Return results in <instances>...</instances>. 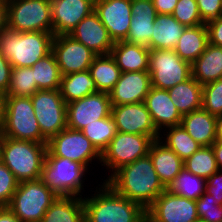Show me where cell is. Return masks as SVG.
I'll return each instance as SVG.
<instances>
[{
  "label": "cell",
  "mask_w": 222,
  "mask_h": 222,
  "mask_svg": "<svg viewBox=\"0 0 222 222\" xmlns=\"http://www.w3.org/2000/svg\"><path fill=\"white\" fill-rule=\"evenodd\" d=\"M111 116L118 132L147 135L153 140L160 137L144 102L111 106Z\"/></svg>",
  "instance_id": "2e32d148"
},
{
  "label": "cell",
  "mask_w": 222,
  "mask_h": 222,
  "mask_svg": "<svg viewBox=\"0 0 222 222\" xmlns=\"http://www.w3.org/2000/svg\"><path fill=\"white\" fill-rule=\"evenodd\" d=\"M148 155L161 183L167 189L184 168V161L159 139L152 142Z\"/></svg>",
  "instance_id": "603a6c76"
},
{
  "label": "cell",
  "mask_w": 222,
  "mask_h": 222,
  "mask_svg": "<svg viewBox=\"0 0 222 222\" xmlns=\"http://www.w3.org/2000/svg\"><path fill=\"white\" fill-rule=\"evenodd\" d=\"M3 135L16 140L47 144L34 114L31 97L6 96Z\"/></svg>",
  "instance_id": "52a82bcc"
},
{
  "label": "cell",
  "mask_w": 222,
  "mask_h": 222,
  "mask_svg": "<svg viewBox=\"0 0 222 222\" xmlns=\"http://www.w3.org/2000/svg\"><path fill=\"white\" fill-rule=\"evenodd\" d=\"M12 68L11 63L0 53V93L5 95L10 84Z\"/></svg>",
  "instance_id": "bcb514c9"
},
{
  "label": "cell",
  "mask_w": 222,
  "mask_h": 222,
  "mask_svg": "<svg viewBox=\"0 0 222 222\" xmlns=\"http://www.w3.org/2000/svg\"><path fill=\"white\" fill-rule=\"evenodd\" d=\"M208 43L206 24L186 27L174 50L182 60L192 64L205 51Z\"/></svg>",
  "instance_id": "f1b7e54d"
},
{
  "label": "cell",
  "mask_w": 222,
  "mask_h": 222,
  "mask_svg": "<svg viewBox=\"0 0 222 222\" xmlns=\"http://www.w3.org/2000/svg\"><path fill=\"white\" fill-rule=\"evenodd\" d=\"M202 108L214 116H222V79L203 85Z\"/></svg>",
  "instance_id": "f35d334b"
},
{
  "label": "cell",
  "mask_w": 222,
  "mask_h": 222,
  "mask_svg": "<svg viewBox=\"0 0 222 222\" xmlns=\"http://www.w3.org/2000/svg\"><path fill=\"white\" fill-rule=\"evenodd\" d=\"M111 114L109 93L95 92L67 104V127L82 130L94 121L108 117Z\"/></svg>",
  "instance_id": "9a60e30c"
},
{
  "label": "cell",
  "mask_w": 222,
  "mask_h": 222,
  "mask_svg": "<svg viewBox=\"0 0 222 222\" xmlns=\"http://www.w3.org/2000/svg\"><path fill=\"white\" fill-rule=\"evenodd\" d=\"M144 103L159 133L166 128L181 124L183 116L175 107L168 90L151 86Z\"/></svg>",
  "instance_id": "44dd1931"
},
{
  "label": "cell",
  "mask_w": 222,
  "mask_h": 222,
  "mask_svg": "<svg viewBox=\"0 0 222 222\" xmlns=\"http://www.w3.org/2000/svg\"><path fill=\"white\" fill-rule=\"evenodd\" d=\"M163 131L164 137L161 132L159 140L174 151L183 161L201 147V145L187 133L182 125L169 127Z\"/></svg>",
  "instance_id": "d6a6232c"
},
{
  "label": "cell",
  "mask_w": 222,
  "mask_h": 222,
  "mask_svg": "<svg viewBox=\"0 0 222 222\" xmlns=\"http://www.w3.org/2000/svg\"><path fill=\"white\" fill-rule=\"evenodd\" d=\"M7 21L13 31L53 34L50 0H8Z\"/></svg>",
  "instance_id": "ba28073f"
},
{
  "label": "cell",
  "mask_w": 222,
  "mask_h": 222,
  "mask_svg": "<svg viewBox=\"0 0 222 222\" xmlns=\"http://www.w3.org/2000/svg\"><path fill=\"white\" fill-rule=\"evenodd\" d=\"M59 90L66 104L98 92L89 70L61 76Z\"/></svg>",
  "instance_id": "4dcf8cb0"
},
{
  "label": "cell",
  "mask_w": 222,
  "mask_h": 222,
  "mask_svg": "<svg viewBox=\"0 0 222 222\" xmlns=\"http://www.w3.org/2000/svg\"><path fill=\"white\" fill-rule=\"evenodd\" d=\"M8 0H0V33L8 28Z\"/></svg>",
  "instance_id": "c3c4849f"
},
{
  "label": "cell",
  "mask_w": 222,
  "mask_h": 222,
  "mask_svg": "<svg viewBox=\"0 0 222 222\" xmlns=\"http://www.w3.org/2000/svg\"><path fill=\"white\" fill-rule=\"evenodd\" d=\"M151 86L168 90L192 76L191 64L180 58L174 49L150 50Z\"/></svg>",
  "instance_id": "30bf717a"
},
{
  "label": "cell",
  "mask_w": 222,
  "mask_h": 222,
  "mask_svg": "<svg viewBox=\"0 0 222 222\" xmlns=\"http://www.w3.org/2000/svg\"><path fill=\"white\" fill-rule=\"evenodd\" d=\"M217 117L203 108L183 115L182 127L201 146H211L216 140Z\"/></svg>",
  "instance_id": "d4e9b609"
},
{
  "label": "cell",
  "mask_w": 222,
  "mask_h": 222,
  "mask_svg": "<svg viewBox=\"0 0 222 222\" xmlns=\"http://www.w3.org/2000/svg\"><path fill=\"white\" fill-rule=\"evenodd\" d=\"M45 156L67 158L79 162L86 167L90 166L95 160L101 163V153L83 132L68 127L47 141V152Z\"/></svg>",
  "instance_id": "8fae6325"
},
{
  "label": "cell",
  "mask_w": 222,
  "mask_h": 222,
  "mask_svg": "<svg viewBox=\"0 0 222 222\" xmlns=\"http://www.w3.org/2000/svg\"><path fill=\"white\" fill-rule=\"evenodd\" d=\"M202 89L192 76L176 86L168 89L171 100L183 116L202 108Z\"/></svg>",
  "instance_id": "f546056e"
},
{
  "label": "cell",
  "mask_w": 222,
  "mask_h": 222,
  "mask_svg": "<svg viewBox=\"0 0 222 222\" xmlns=\"http://www.w3.org/2000/svg\"><path fill=\"white\" fill-rule=\"evenodd\" d=\"M103 182L119 195L141 205L145 210L166 190L149 155L119 168Z\"/></svg>",
  "instance_id": "6da1fadb"
},
{
  "label": "cell",
  "mask_w": 222,
  "mask_h": 222,
  "mask_svg": "<svg viewBox=\"0 0 222 222\" xmlns=\"http://www.w3.org/2000/svg\"><path fill=\"white\" fill-rule=\"evenodd\" d=\"M184 167L191 173L205 179L219 170L212 146H201L184 161Z\"/></svg>",
  "instance_id": "8d00e7d4"
},
{
  "label": "cell",
  "mask_w": 222,
  "mask_h": 222,
  "mask_svg": "<svg viewBox=\"0 0 222 222\" xmlns=\"http://www.w3.org/2000/svg\"><path fill=\"white\" fill-rule=\"evenodd\" d=\"M89 167L58 156H45L41 180L58 196L83 197L84 180Z\"/></svg>",
  "instance_id": "5b68a950"
},
{
  "label": "cell",
  "mask_w": 222,
  "mask_h": 222,
  "mask_svg": "<svg viewBox=\"0 0 222 222\" xmlns=\"http://www.w3.org/2000/svg\"><path fill=\"white\" fill-rule=\"evenodd\" d=\"M31 67H13L6 96L31 97L38 91Z\"/></svg>",
  "instance_id": "74e56055"
},
{
  "label": "cell",
  "mask_w": 222,
  "mask_h": 222,
  "mask_svg": "<svg viewBox=\"0 0 222 222\" xmlns=\"http://www.w3.org/2000/svg\"><path fill=\"white\" fill-rule=\"evenodd\" d=\"M192 77L201 85L222 79V47L208 43L191 64Z\"/></svg>",
  "instance_id": "484cf974"
},
{
  "label": "cell",
  "mask_w": 222,
  "mask_h": 222,
  "mask_svg": "<svg viewBox=\"0 0 222 222\" xmlns=\"http://www.w3.org/2000/svg\"><path fill=\"white\" fill-rule=\"evenodd\" d=\"M47 144L5 137L2 162L19 181L41 179Z\"/></svg>",
  "instance_id": "277c9868"
},
{
  "label": "cell",
  "mask_w": 222,
  "mask_h": 222,
  "mask_svg": "<svg viewBox=\"0 0 222 222\" xmlns=\"http://www.w3.org/2000/svg\"><path fill=\"white\" fill-rule=\"evenodd\" d=\"M57 197L41 179L22 181L19 182L8 208L21 222H41Z\"/></svg>",
  "instance_id": "8992f818"
},
{
  "label": "cell",
  "mask_w": 222,
  "mask_h": 222,
  "mask_svg": "<svg viewBox=\"0 0 222 222\" xmlns=\"http://www.w3.org/2000/svg\"><path fill=\"white\" fill-rule=\"evenodd\" d=\"M95 0H50L54 36L69 34L94 11Z\"/></svg>",
  "instance_id": "ac0fdd59"
},
{
  "label": "cell",
  "mask_w": 222,
  "mask_h": 222,
  "mask_svg": "<svg viewBox=\"0 0 222 222\" xmlns=\"http://www.w3.org/2000/svg\"><path fill=\"white\" fill-rule=\"evenodd\" d=\"M194 222H205V221L198 218V219H197L196 221H194Z\"/></svg>",
  "instance_id": "11a10c76"
},
{
  "label": "cell",
  "mask_w": 222,
  "mask_h": 222,
  "mask_svg": "<svg viewBox=\"0 0 222 222\" xmlns=\"http://www.w3.org/2000/svg\"><path fill=\"white\" fill-rule=\"evenodd\" d=\"M4 143H5V136L3 135V133H0V162H2Z\"/></svg>",
  "instance_id": "db71d44e"
},
{
  "label": "cell",
  "mask_w": 222,
  "mask_h": 222,
  "mask_svg": "<svg viewBox=\"0 0 222 222\" xmlns=\"http://www.w3.org/2000/svg\"><path fill=\"white\" fill-rule=\"evenodd\" d=\"M41 222H85L83 197L58 196Z\"/></svg>",
  "instance_id": "83f0119b"
},
{
  "label": "cell",
  "mask_w": 222,
  "mask_h": 222,
  "mask_svg": "<svg viewBox=\"0 0 222 222\" xmlns=\"http://www.w3.org/2000/svg\"><path fill=\"white\" fill-rule=\"evenodd\" d=\"M216 135H217V140L222 141V116H217Z\"/></svg>",
  "instance_id": "f5cc1de1"
},
{
  "label": "cell",
  "mask_w": 222,
  "mask_h": 222,
  "mask_svg": "<svg viewBox=\"0 0 222 222\" xmlns=\"http://www.w3.org/2000/svg\"><path fill=\"white\" fill-rule=\"evenodd\" d=\"M132 19L129 34L124 41L149 48L153 24L157 17L152 0H131Z\"/></svg>",
  "instance_id": "7402d4cb"
},
{
  "label": "cell",
  "mask_w": 222,
  "mask_h": 222,
  "mask_svg": "<svg viewBox=\"0 0 222 222\" xmlns=\"http://www.w3.org/2000/svg\"><path fill=\"white\" fill-rule=\"evenodd\" d=\"M200 17L207 22L222 16V0H196Z\"/></svg>",
  "instance_id": "7bdbcfd3"
},
{
  "label": "cell",
  "mask_w": 222,
  "mask_h": 222,
  "mask_svg": "<svg viewBox=\"0 0 222 222\" xmlns=\"http://www.w3.org/2000/svg\"><path fill=\"white\" fill-rule=\"evenodd\" d=\"M151 88L148 71L122 72L109 92L111 106L144 102Z\"/></svg>",
  "instance_id": "d6986e66"
},
{
  "label": "cell",
  "mask_w": 222,
  "mask_h": 222,
  "mask_svg": "<svg viewBox=\"0 0 222 222\" xmlns=\"http://www.w3.org/2000/svg\"><path fill=\"white\" fill-rule=\"evenodd\" d=\"M172 15L185 27L205 24L200 17L196 0H178Z\"/></svg>",
  "instance_id": "ab89813d"
},
{
  "label": "cell",
  "mask_w": 222,
  "mask_h": 222,
  "mask_svg": "<svg viewBox=\"0 0 222 222\" xmlns=\"http://www.w3.org/2000/svg\"><path fill=\"white\" fill-rule=\"evenodd\" d=\"M209 43L222 47V16L206 23Z\"/></svg>",
  "instance_id": "f6af8a7d"
},
{
  "label": "cell",
  "mask_w": 222,
  "mask_h": 222,
  "mask_svg": "<svg viewBox=\"0 0 222 222\" xmlns=\"http://www.w3.org/2000/svg\"><path fill=\"white\" fill-rule=\"evenodd\" d=\"M97 91L109 93L120 78L121 70L111 54L97 55L89 67Z\"/></svg>",
  "instance_id": "1f68e13d"
},
{
  "label": "cell",
  "mask_w": 222,
  "mask_h": 222,
  "mask_svg": "<svg viewBox=\"0 0 222 222\" xmlns=\"http://www.w3.org/2000/svg\"><path fill=\"white\" fill-rule=\"evenodd\" d=\"M81 131L102 154L118 132V129L110 114L108 117L96 120L90 125H86Z\"/></svg>",
  "instance_id": "d590c367"
},
{
  "label": "cell",
  "mask_w": 222,
  "mask_h": 222,
  "mask_svg": "<svg viewBox=\"0 0 222 222\" xmlns=\"http://www.w3.org/2000/svg\"><path fill=\"white\" fill-rule=\"evenodd\" d=\"M110 54L121 72L149 71L150 49L147 46L117 41Z\"/></svg>",
  "instance_id": "cb8c5ba5"
},
{
  "label": "cell",
  "mask_w": 222,
  "mask_h": 222,
  "mask_svg": "<svg viewBox=\"0 0 222 222\" xmlns=\"http://www.w3.org/2000/svg\"><path fill=\"white\" fill-rule=\"evenodd\" d=\"M39 90L60 88L61 73L54 54L51 52L31 66Z\"/></svg>",
  "instance_id": "836d02e7"
},
{
  "label": "cell",
  "mask_w": 222,
  "mask_h": 222,
  "mask_svg": "<svg viewBox=\"0 0 222 222\" xmlns=\"http://www.w3.org/2000/svg\"><path fill=\"white\" fill-rule=\"evenodd\" d=\"M5 106H6V95L0 93V133H2L4 129Z\"/></svg>",
  "instance_id": "816d5d0a"
},
{
  "label": "cell",
  "mask_w": 222,
  "mask_h": 222,
  "mask_svg": "<svg viewBox=\"0 0 222 222\" xmlns=\"http://www.w3.org/2000/svg\"><path fill=\"white\" fill-rule=\"evenodd\" d=\"M53 39L50 32H17L7 28L0 33V53L12 67H31L52 52Z\"/></svg>",
  "instance_id": "3957f363"
},
{
  "label": "cell",
  "mask_w": 222,
  "mask_h": 222,
  "mask_svg": "<svg viewBox=\"0 0 222 222\" xmlns=\"http://www.w3.org/2000/svg\"><path fill=\"white\" fill-rule=\"evenodd\" d=\"M219 170H222V141L216 140L212 145Z\"/></svg>",
  "instance_id": "f907efd6"
},
{
  "label": "cell",
  "mask_w": 222,
  "mask_h": 222,
  "mask_svg": "<svg viewBox=\"0 0 222 222\" xmlns=\"http://www.w3.org/2000/svg\"><path fill=\"white\" fill-rule=\"evenodd\" d=\"M185 28L172 14H157L149 49H174Z\"/></svg>",
  "instance_id": "4316f807"
},
{
  "label": "cell",
  "mask_w": 222,
  "mask_h": 222,
  "mask_svg": "<svg viewBox=\"0 0 222 222\" xmlns=\"http://www.w3.org/2000/svg\"><path fill=\"white\" fill-rule=\"evenodd\" d=\"M157 14H172L178 0H152Z\"/></svg>",
  "instance_id": "7dc6e473"
},
{
  "label": "cell",
  "mask_w": 222,
  "mask_h": 222,
  "mask_svg": "<svg viewBox=\"0 0 222 222\" xmlns=\"http://www.w3.org/2000/svg\"><path fill=\"white\" fill-rule=\"evenodd\" d=\"M195 202L199 219L205 222H222V205L211 194L204 192Z\"/></svg>",
  "instance_id": "60d3db41"
},
{
  "label": "cell",
  "mask_w": 222,
  "mask_h": 222,
  "mask_svg": "<svg viewBox=\"0 0 222 222\" xmlns=\"http://www.w3.org/2000/svg\"><path fill=\"white\" fill-rule=\"evenodd\" d=\"M42 135L49 140L67 127V104L60 90H38L31 96Z\"/></svg>",
  "instance_id": "7c38bea8"
},
{
  "label": "cell",
  "mask_w": 222,
  "mask_h": 222,
  "mask_svg": "<svg viewBox=\"0 0 222 222\" xmlns=\"http://www.w3.org/2000/svg\"><path fill=\"white\" fill-rule=\"evenodd\" d=\"M18 184L12 171L0 162V207H8Z\"/></svg>",
  "instance_id": "b9f144b4"
},
{
  "label": "cell",
  "mask_w": 222,
  "mask_h": 222,
  "mask_svg": "<svg viewBox=\"0 0 222 222\" xmlns=\"http://www.w3.org/2000/svg\"><path fill=\"white\" fill-rule=\"evenodd\" d=\"M154 140L147 135L117 132L101 154V164L111 171L107 179L119 168L148 155Z\"/></svg>",
  "instance_id": "9c48e42d"
},
{
  "label": "cell",
  "mask_w": 222,
  "mask_h": 222,
  "mask_svg": "<svg viewBox=\"0 0 222 222\" xmlns=\"http://www.w3.org/2000/svg\"><path fill=\"white\" fill-rule=\"evenodd\" d=\"M206 193L222 205V170L216 171L206 179Z\"/></svg>",
  "instance_id": "ee69618b"
},
{
  "label": "cell",
  "mask_w": 222,
  "mask_h": 222,
  "mask_svg": "<svg viewBox=\"0 0 222 222\" xmlns=\"http://www.w3.org/2000/svg\"><path fill=\"white\" fill-rule=\"evenodd\" d=\"M0 222H21L8 207H0Z\"/></svg>",
  "instance_id": "681fc988"
},
{
  "label": "cell",
  "mask_w": 222,
  "mask_h": 222,
  "mask_svg": "<svg viewBox=\"0 0 222 222\" xmlns=\"http://www.w3.org/2000/svg\"><path fill=\"white\" fill-rule=\"evenodd\" d=\"M147 222H194L199 216L196 202L163 191L146 210Z\"/></svg>",
  "instance_id": "4fadbf2b"
},
{
  "label": "cell",
  "mask_w": 222,
  "mask_h": 222,
  "mask_svg": "<svg viewBox=\"0 0 222 222\" xmlns=\"http://www.w3.org/2000/svg\"><path fill=\"white\" fill-rule=\"evenodd\" d=\"M94 11L114 42L126 39L132 19L131 0H95Z\"/></svg>",
  "instance_id": "e0dca14e"
},
{
  "label": "cell",
  "mask_w": 222,
  "mask_h": 222,
  "mask_svg": "<svg viewBox=\"0 0 222 222\" xmlns=\"http://www.w3.org/2000/svg\"><path fill=\"white\" fill-rule=\"evenodd\" d=\"M69 35L97 55L110 54L115 43L95 11L81 20Z\"/></svg>",
  "instance_id": "ffe728a7"
},
{
  "label": "cell",
  "mask_w": 222,
  "mask_h": 222,
  "mask_svg": "<svg viewBox=\"0 0 222 222\" xmlns=\"http://www.w3.org/2000/svg\"><path fill=\"white\" fill-rule=\"evenodd\" d=\"M167 190L183 198L196 201L206 192V179L191 173L184 167Z\"/></svg>",
  "instance_id": "e575fe53"
},
{
  "label": "cell",
  "mask_w": 222,
  "mask_h": 222,
  "mask_svg": "<svg viewBox=\"0 0 222 222\" xmlns=\"http://www.w3.org/2000/svg\"><path fill=\"white\" fill-rule=\"evenodd\" d=\"M52 53L59 66L61 76L89 70L97 56L92 50L69 34L54 36Z\"/></svg>",
  "instance_id": "5bb4252c"
},
{
  "label": "cell",
  "mask_w": 222,
  "mask_h": 222,
  "mask_svg": "<svg viewBox=\"0 0 222 222\" xmlns=\"http://www.w3.org/2000/svg\"><path fill=\"white\" fill-rule=\"evenodd\" d=\"M83 198L85 222H147L146 210L116 193L106 182Z\"/></svg>",
  "instance_id": "7a4b0ae2"
}]
</instances>
